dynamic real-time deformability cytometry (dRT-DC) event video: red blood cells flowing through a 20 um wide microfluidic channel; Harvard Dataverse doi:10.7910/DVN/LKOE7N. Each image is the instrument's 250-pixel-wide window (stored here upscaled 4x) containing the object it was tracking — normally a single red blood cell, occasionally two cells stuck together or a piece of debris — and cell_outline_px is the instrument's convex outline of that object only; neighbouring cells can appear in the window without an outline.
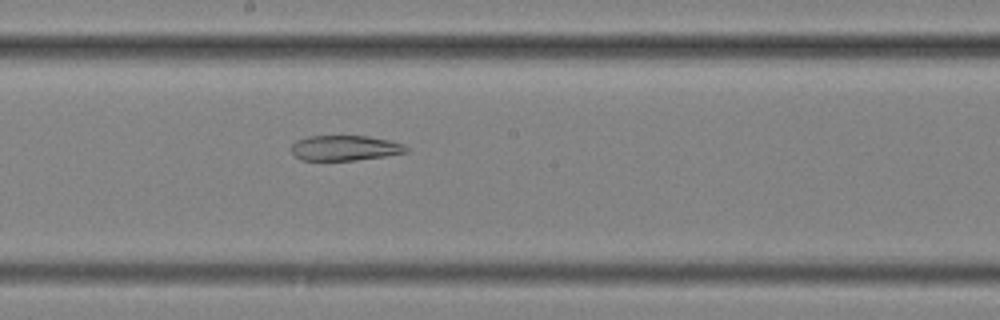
{"species": "common noctule bat (a hibernating species)", "species_latin": "Nyctalus noctula", "temperature_condition": "cold", "stored_images_in_passage": 56, "segment_of_instrument_passage": [2, 2], "camera_frame_rate_fps": 3000, "um_per_image_px": 0.085, "animal": {"sex": "female", "body_mass_g": 25.1}, "frame": {"image": 1, "passage_image": 31, "time_ms": 10.0, "image_size_px": [1000, 320], "cell_outline_px": [[408, 152], [384, 156], [356, 160], [300, 160], [292, 152], [292, 144], [296, 140], [308, 136], [368, 136], [388, 140], [404, 144], [408, 148]], "centroid_in_image_um": [29.32, 12.57], "position_along_channel_um": 218.9, "area_um2": 16.82}}
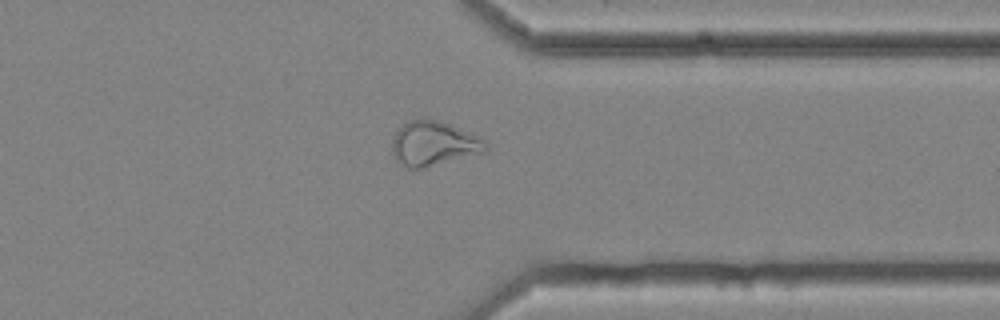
{"frame": {"image": 2, "passage_image": 44, "time_ms": 14.333, "image_size_px": [1000, 320], "cell_outline_px": [[488, 148], [484, 152], [420, 168], [408, 168], [396, 160], [392, 156], [392, 140], [396, 132], [408, 120], [436, 120], [448, 124], [468, 132], [484, 140], [488, 144]], "centroid_in_image_um": [36.83, 12.21], "position_along_channel_um": 374.6, "area_um2": 23.64}}